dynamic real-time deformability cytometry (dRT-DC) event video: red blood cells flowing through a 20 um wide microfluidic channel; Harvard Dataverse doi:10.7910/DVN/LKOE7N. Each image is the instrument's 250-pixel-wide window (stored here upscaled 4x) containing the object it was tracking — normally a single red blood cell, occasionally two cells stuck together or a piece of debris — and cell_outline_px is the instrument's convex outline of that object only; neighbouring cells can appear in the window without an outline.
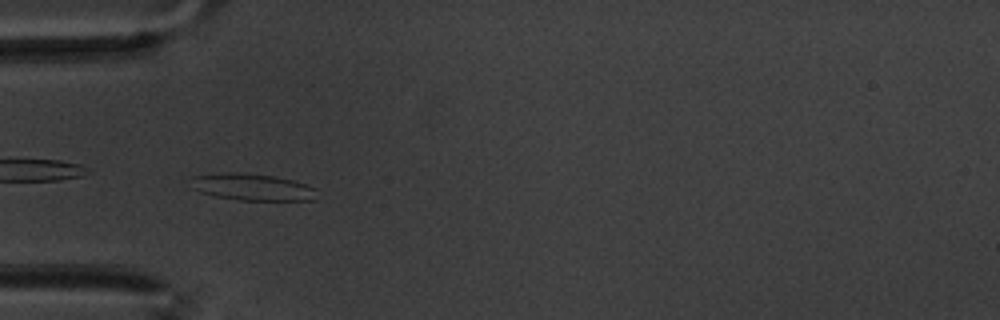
{"species": "common noctule bat (a hibernating species)", "species_latin": "Nyctalus noctula", "temperature_condition": "warm", "stored_images_in_passage": 42, "camera_frame_rate_fps": 3000, "um_per_image_px": 0.085, "animal": {"sex": "male", "body_mass_g": 20.1, "forearm_length_mm": 53.5}, "frame": {"image": 1, "passage_image": 1, "time_ms": 0.0, "image_size_px": [1000, 320], "cell_outline_px": [[316, 200], [240, 200], [216, 196], [200, 192], [192, 188], [192, 176], [228, 172], [236, 172], [276, 176], [292, 180], [316, 188]], "centroid_in_image_um": [21.46, 15.9], "position_along_channel_um": 63.5, "area_um2": 19.59}}
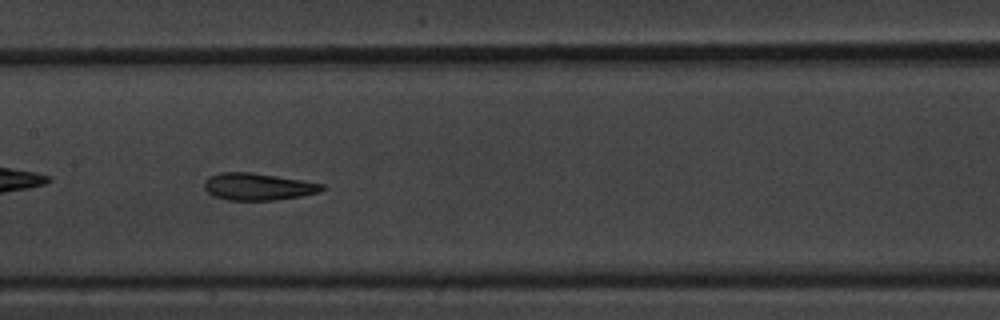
{"frame": {"image": 2, "passage_image": 12, "time_ms": 3.667, "image_size_px": [1000, 320], "cell_outline_px": [[324, 188], [320, 192], [300, 196], [276, 200], [228, 200], [212, 196], [204, 188], [204, 180], [208, 176], [220, 172], [252, 172], [324, 184]], "centroid_in_image_um": [21.88, 15.86], "position_along_channel_um": 185.5, "area_um2": 18.61}}
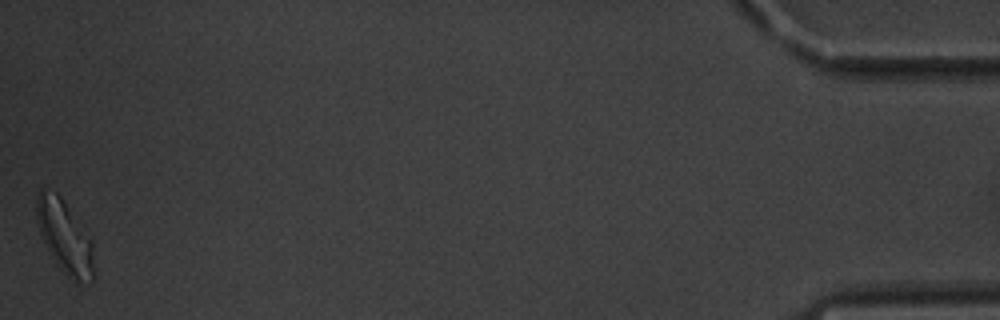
{"frame": {"image": 3, "passage_image": 42, "time_ms": 13.667, "image_size_px": [1000, 320], "cell_outline_px": [[96, 272], [92, 280], [80, 284], [76, 284], [56, 264], [44, 244], [36, 220], [36, 196], [40, 188], [44, 188], [56, 192], [60, 196], [92, 240]], "centroid_in_image_um": [5.51, 20.16], "position_along_channel_um": 429.7, "area_um2": 24.8}, "authors_computed_cell_mechanics": {"area_um2": 18.9295, "velocity_mm_per_s": 3.3584, "shape_relaxation_time_tau1_ms": 5.3871, "shape_relaxation_time_tau2_ms": 2.7162, "deformation_change_tau1": 0.1476, "deformation_change_tau2": 0.112}}